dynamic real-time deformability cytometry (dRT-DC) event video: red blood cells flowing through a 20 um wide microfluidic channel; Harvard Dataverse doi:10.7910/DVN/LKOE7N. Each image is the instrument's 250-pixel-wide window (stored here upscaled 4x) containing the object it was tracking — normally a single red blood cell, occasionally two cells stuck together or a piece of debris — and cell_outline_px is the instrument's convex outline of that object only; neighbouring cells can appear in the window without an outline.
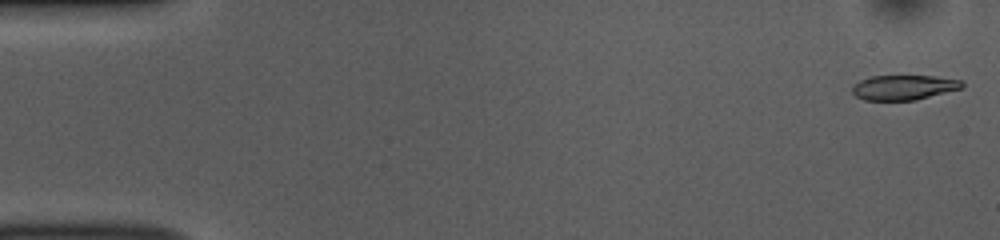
{"species": "common noctule bat (a hibernating species)", "species_latin": "Nyctalus noctula", "temperature_condition": "room temperature", "stored_images_in_passage": 51, "camera_frame_rate_fps": 3000, "um_per_image_px": 0.085, "animal": {"sex": "female", "body_mass_g": 10.0, "forearm_length_mm": 53.1}, "frame": {"image": 1, "passage_image": 1, "time_ms": 0.0, "image_size_px": [1000, 240], "cell_outline_px": [[964, 88], [916, 100], [864, 100], [856, 96], [852, 92], [852, 84], [860, 80], [872, 76], [936, 76], [964, 80]], "centroid_in_image_um": [76.86, 7.43], "position_along_channel_um": 8.1, "area_um2": 16.13}}
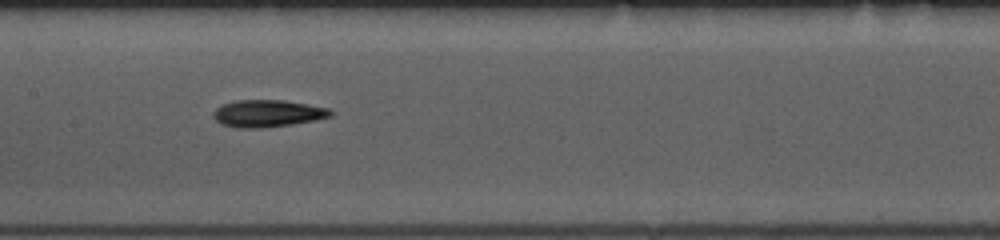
{"frame": {"image": 2, "passage_image": 25, "time_ms": 8.0, "image_size_px": [1000, 240], "cell_outline_px": [[336, 112], [332, 116], [316, 120], [292, 124], [260, 128], [236, 128], [220, 124], [212, 116], [212, 112], [216, 108], [224, 104], [236, 100], [284, 100], [308, 104], [328, 108]], "centroid_in_image_um": [22.75, 9.64], "position_along_channel_um": 184.6, "area_um2": 18.73}}
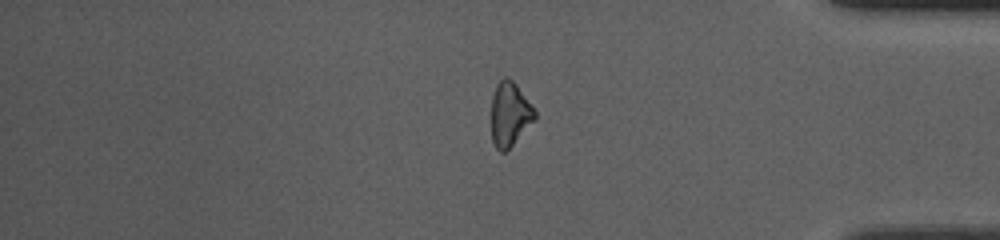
{"frame": {"image": 3, "passage_image": 43, "time_ms": 14.0, "image_size_px": [1000, 240], "cell_outline_px": [[536, 120], [504, 152], [500, 152], [496, 148], [492, 140], [492, 96], [496, 84], [504, 76], [508, 76], [516, 84], [536, 112]], "centroid_in_image_um": [43.33, 9.68], "position_along_channel_um": 391.9, "area_um2": 16.13}, "authors_computed_cell_mechanics": {"area_um2": 17.5134, "velocity_mm_per_s": 3.8576, "shape_relaxation_time_tau1_ms": 5.2373, "shape_relaxation_time_tau2_ms": 6.2541, "deformation_change_tau1": 0.1438, "deformation_change_tau2": 0.1447}}